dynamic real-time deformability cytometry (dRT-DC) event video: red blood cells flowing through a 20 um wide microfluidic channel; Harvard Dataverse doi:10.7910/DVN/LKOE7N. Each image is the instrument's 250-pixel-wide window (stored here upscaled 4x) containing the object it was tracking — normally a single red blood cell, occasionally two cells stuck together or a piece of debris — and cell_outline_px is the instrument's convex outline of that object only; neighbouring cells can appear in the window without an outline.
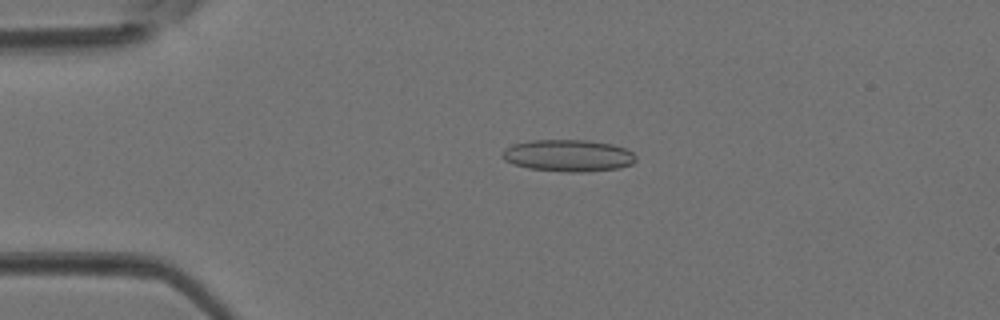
{"species": "Egyptian fruit bat (a non-hibernating species)", "species_latin": "Rousettus aegyptiacus", "temperature_condition": "room temperature", "stored_images_in_passage": 44, "camera_frame_rate_fps": 3000, "um_per_image_px": 0.085, "animal": {"sex": "female"}, "frame": {"image": 1, "passage_image": 10, "time_ms": 3.0, "image_size_px": [1000, 320], "cell_outline_px": [[636, 160], [632, 164], [620, 168], [584, 172], [568, 172], [528, 168], [512, 164], [504, 160], [500, 156], [500, 152], [504, 148], [512, 144], [532, 140], [588, 140], [612, 144], [624, 148], [632, 152], [636, 156]], "centroid_in_image_um": [48.26, 13.22], "position_along_channel_um": 36.7, "area_um2": 25.09}}
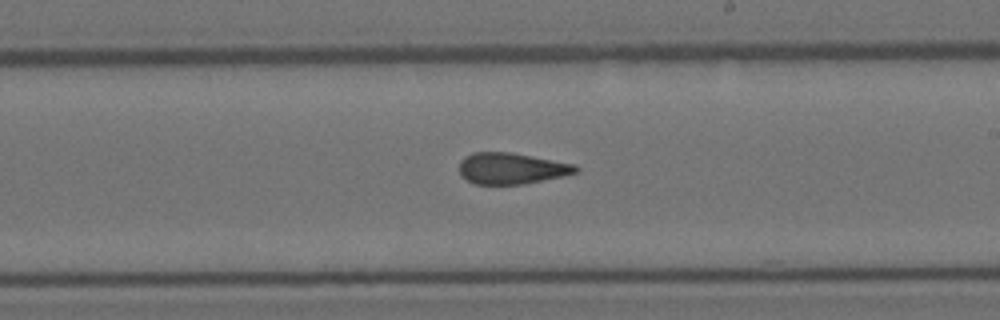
{"frame": {"image": 2, "passage_image": 26, "time_ms": 8.333, "image_size_px": [1000, 320], "cell_outline_px": [[580, 168], [576, 172], [564, 176], [524, 184], [476, 184], [460, 176], [460, 160], [464, 156], [472, 152], [512, 152], [576, 164]], "centroid_in_image_um": [43.48, 14.3], "position_along_channel_um": 245.5, "area_um2": 21.39}}
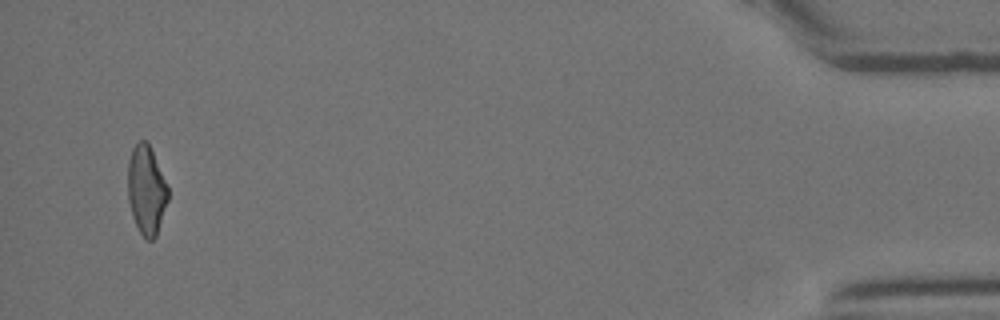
{"frame": {"image": 3, "passage_image": 43, "time_ms": 14.0, "image_size_px": [1000, 320], "cell_outline_px": [[168, 200], [156, 236], [152, 240], [148, 240], [140, 232], [132, 216], [128, 200], [128, 160], [132, 148], [140, 140], [148, 140], [168, 188]], "centroid_in_image_um": [12.43, 16.12], "position_along_channel_um": 422.8, "area_um2": 20.75}}